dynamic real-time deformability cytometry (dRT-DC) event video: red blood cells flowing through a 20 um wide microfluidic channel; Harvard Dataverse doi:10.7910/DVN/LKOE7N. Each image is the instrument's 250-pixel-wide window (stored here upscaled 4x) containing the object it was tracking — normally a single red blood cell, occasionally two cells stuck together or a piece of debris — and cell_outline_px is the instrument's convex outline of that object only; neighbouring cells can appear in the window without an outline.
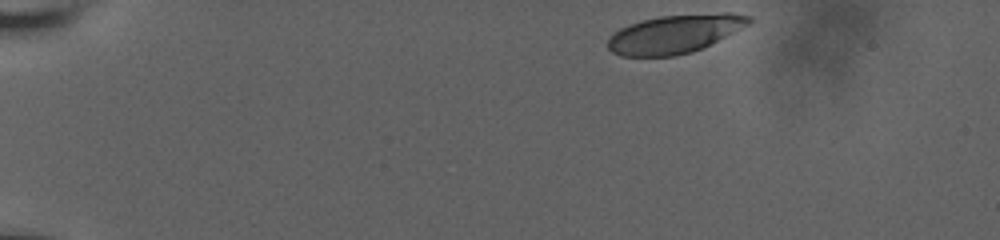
{"species": "human", "species_latin": "Homo sapiens", "temperature_condition": "room temperature", "stored_images_in_passage": 29, "camera_frame_rate_fps": 3000, "um_per_image_px": 0.085, "donor": {"sex": "male"}, "frame": {"image": 1, "passage_image": 1, "time_ms": 0.0, "image_size_px": [1000, 240], "cell_outline_px": [[752, 20], [748, 24], [692, 52], [676, 56], [620, 56], [612, 52], [608, 48], [608, 36], [620, 28], [628, 24], [640, 20], [660, 16], [724, 12], [732, 12], [752, 16]], "centroid_in_image_um": [57.3, 2.87], "position_along_channel_um": 27.7, "area_um2": 31.5}}
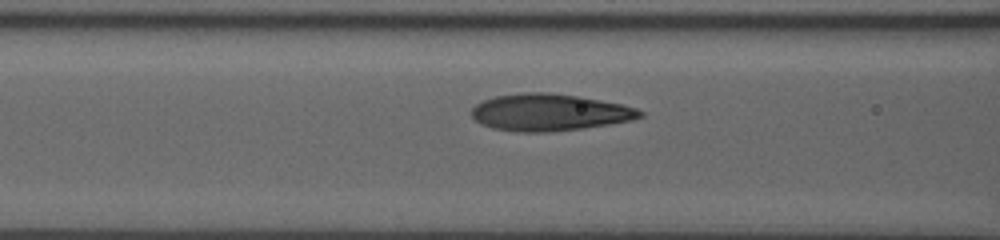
{"frame": {"image": 2, "passage_image": 17, "time_ms": 5.333, "image_size_px": [1000, 240], "cell_outline_px": [[644, 116], [628, 120], [608, 124], [584, 128], [544, 132], [516, 132], [492, 128], [480, 124], [472, 116], [472, 108], [476, 104], [484, 100], [496, 96], [524, 92], [552, 92], [580, 96], [620, 104], [636, 108], [644, 112]], "centroid_in_image_um": [46.68, 9.54], "position_along_channel_um": 119.9, "area_um2": 36.18}}
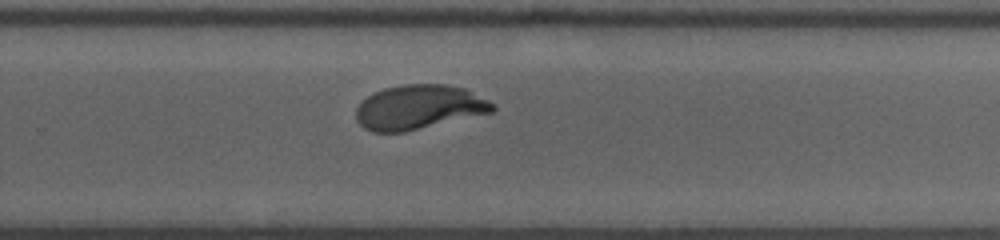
{"frame": {"image": 3, "passage_image": 29, "time_ms": 10.0, "image_size_px": [1000, 240], "cell_outline_px": [[496, 108], [492, 112], [404, 132], [372, 132], [364, 128], [356, 120], [356, 108], [368, 96], [384, 88], [404, 84], [448, 84], [464, 88], [496, 104]], "centroid_in_image_um": [35.61, 9.11], "position_along_channel_um": 294.2, "area_um2": 35.2}}